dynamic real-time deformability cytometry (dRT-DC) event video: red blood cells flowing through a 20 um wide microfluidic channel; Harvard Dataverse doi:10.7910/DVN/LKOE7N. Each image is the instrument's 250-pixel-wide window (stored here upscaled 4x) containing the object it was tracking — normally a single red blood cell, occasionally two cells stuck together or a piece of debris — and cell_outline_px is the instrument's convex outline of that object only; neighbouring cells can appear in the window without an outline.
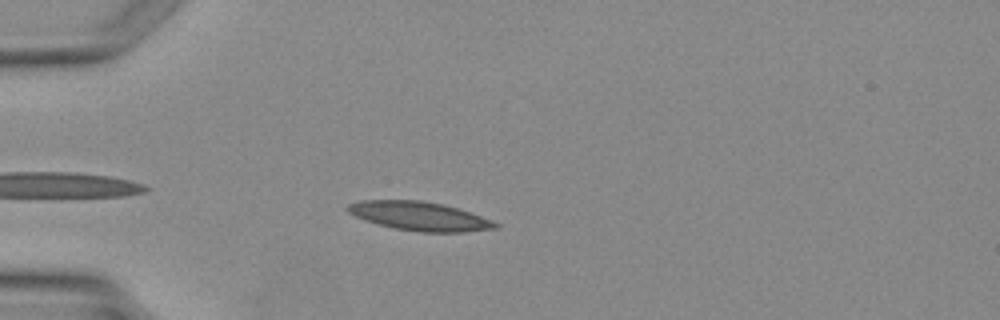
{"species": "Egyptian fruit bat (a non-hibernating species)", "species_latin": "Rousettus aegyptiacus", "temperature_condition": "warm", "stored_images_in_passage": 4, "camera_frame_rate_fps": 3000, "um_per_image_px": 0.085, "animal": {"sex": "female"}, "frame": {"image": 1, "passage_image": 4, "time_ms": 3.667, "image_size_px": [1000, 320], "cell_outline_px": [[500, 228], [464, 232], [420, 232], [396, 228], [364, 220], [348, 212], [344, 208], [348, 204], [360, 200], [420, 200], [444, 204], [492, 220], [500, 224]], "centroid_in_image_um": [35.66, 18.37], "position_along_channel_um": 49.3, "area_um2": 24.74}}